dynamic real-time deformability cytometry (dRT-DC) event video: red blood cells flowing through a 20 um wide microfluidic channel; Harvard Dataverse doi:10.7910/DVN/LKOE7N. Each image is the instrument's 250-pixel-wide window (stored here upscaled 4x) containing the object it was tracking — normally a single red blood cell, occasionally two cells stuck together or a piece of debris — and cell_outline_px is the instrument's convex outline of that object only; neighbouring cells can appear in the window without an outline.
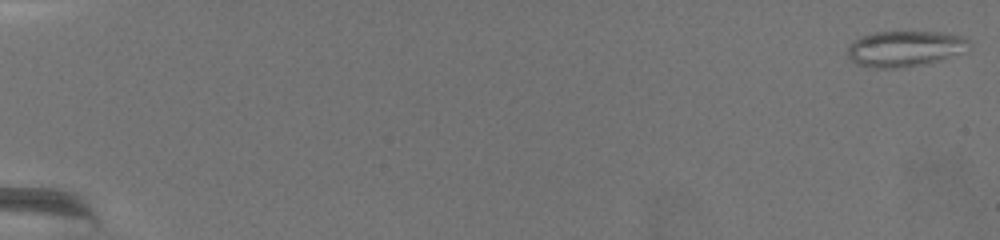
{"species": "common noctule bat (a hibernating species)", "species_latin": "Nyctalus noctula", "temperature_condition": "warm", "stored_images_in_passage": 74, "camera_frame_rate_fps": 3000, "um_per_image_px": 0.085, "animal": {"sex": "female", "body_mass_g": 19.5, "forearm_length_mm": 54.1}, "frame": {"image": 1, "passage_image": 1, "time_ms": 0.0, "image_size_px": [1000, 240], "cell_outline_px": [[972, 48], [968, 52], [940, 60], [924, 64], [900, 68], [872, 68], [856, 64], [848, 56], [848, 44], [860, 36], [876, 32], [944, 32], [964, 36], [972, 44]], "centroid_in_image_um": [76.98, 4.13], "position_along_channel_um": 8.0, "area_um2": 25.89}}
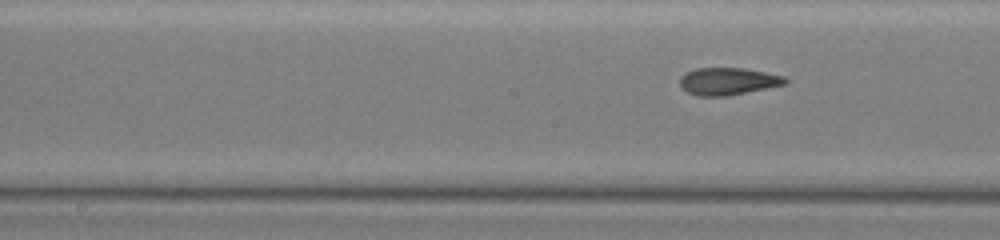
{"frame": {"image": 2, "passage_image": 40, "time_ms": 13.0, "image_size_px": [1000, 240], "cell_outline_px": [[788, 84], [728, 96], [696, 96], [680, 88], [680, 76], [684, 72], [696, 68], [744, 68], [784, 76], [788, 80]], "centroid_in_image_um": [61.86, 6.91], "position_along_channel_um": 186.3, "area_um2": 16.99}}
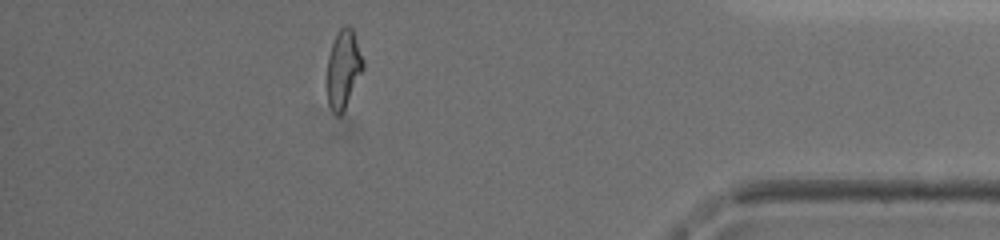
{"frame": {"image": 3, "passage_image": 66, "time_ms": 21.667, "image_size_px": [1000, 240], "cell_outline_px": [[364, 68], [344, 108], [336, 116], [332, 112], [328, 104], [328, 56], [332, 44], [340, 28], [344, 24], [348, 24], [352, 28], [364, 60]], "centroid_in_image_um": [29.2, 5.81], "position_along_channel_um": 406.0, "area_um2": 16.07}, "authors_computed_cell_mechanics": {"area_um2": 17.5134, "velocity_mm_per_s": 2.9341, "shape_relaxation_time_tau1_ms": null, "shape_relaxation_time_tau2_ms": 1.7609, "deformation_change_tau1": null, "deformation_change_tau2": 0.0924}}